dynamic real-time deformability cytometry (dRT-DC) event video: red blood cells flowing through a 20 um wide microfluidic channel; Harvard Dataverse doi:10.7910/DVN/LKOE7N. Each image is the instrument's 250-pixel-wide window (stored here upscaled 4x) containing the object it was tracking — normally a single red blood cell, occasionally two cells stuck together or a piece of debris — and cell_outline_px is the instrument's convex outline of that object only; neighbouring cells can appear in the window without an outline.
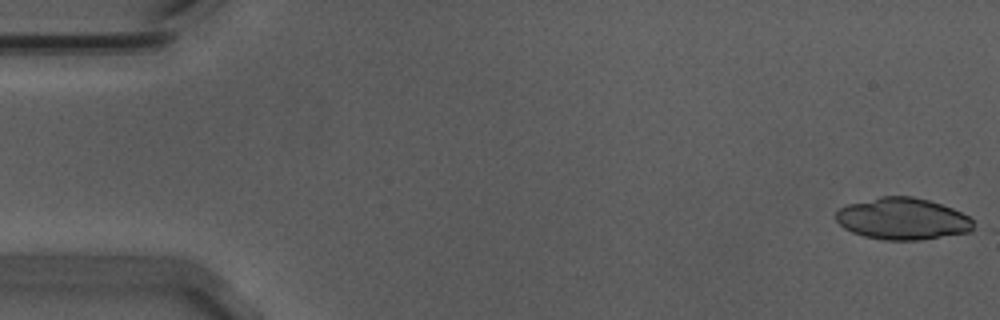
{"species": "Egyptian fruit bat (a non-hibernating species)", "species_latin": "Rousettus aegyptiacus", "temperature_condition": "warm", "stored_images_in_passage": 20, "camera_frame_rate_fps": 3000, "um_per_image_px": 0.085, "animal": {"sex": "male"}, "frame": {"image": 1, "passage_image": 1, "time_ms": 0.0, "image_size_px": [1000, 320], "cell_outline_px": [[976, 228], [968, 232], [920, 240], [884, 240], [864, 236], [852, 232], [844, 228], [836, 220], [836, 212], [840, 208], [848, 204], [880, 196], [912, 196], [928, 200], [952, 208], [968, 216], [972, 220]], "centroid_in_image_um": [76.72, 18.6], "position_along_channel_um": 8.3, "area_um2": 33.41}}